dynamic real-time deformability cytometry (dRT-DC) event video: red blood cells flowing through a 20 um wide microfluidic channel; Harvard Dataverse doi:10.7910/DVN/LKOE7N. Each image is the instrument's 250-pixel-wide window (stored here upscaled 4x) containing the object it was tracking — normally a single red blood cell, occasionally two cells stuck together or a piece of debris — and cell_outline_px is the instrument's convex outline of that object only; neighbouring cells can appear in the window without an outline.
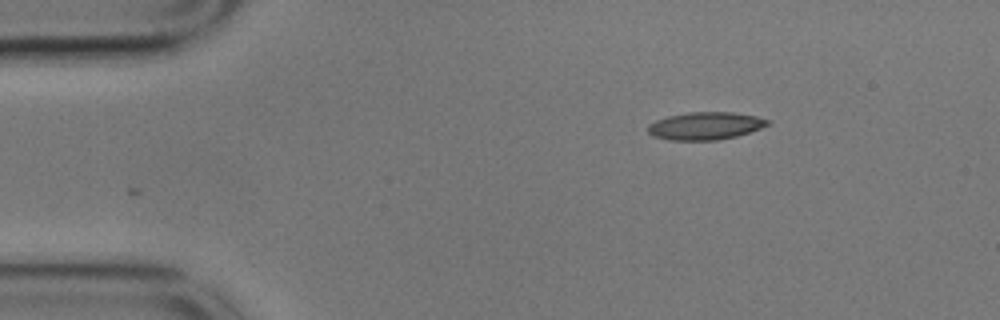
{"species": "common noctule bat (a hibernating species)", "species_latin": "Nyctalus noctula", "temperature_condition": "cold", "stored_images_in_passage": 49, "camera_frame_rate_fps": 3000, "um_per_image_px": 0.085, "animal": {"sex": "male", "body_mass_g": 17.9}, "frame": {"image": 1, "passage_image": 1, "time_ms": 0.0, "image_size_px": [1000, 320], "cell_outline_px": [[772, 120], [768, 124], [760, 128], [736, 136], [716, 140], [668, 140], [652, 136], [648, 132], [648, 124], [656, 120], [668, 116], [688, 112], [732, 112], [756, 116]], "centroid_in_image_um": [59.93, 10.69], "position_along_channel_um": 25.1, "area_um2": 19.25}}
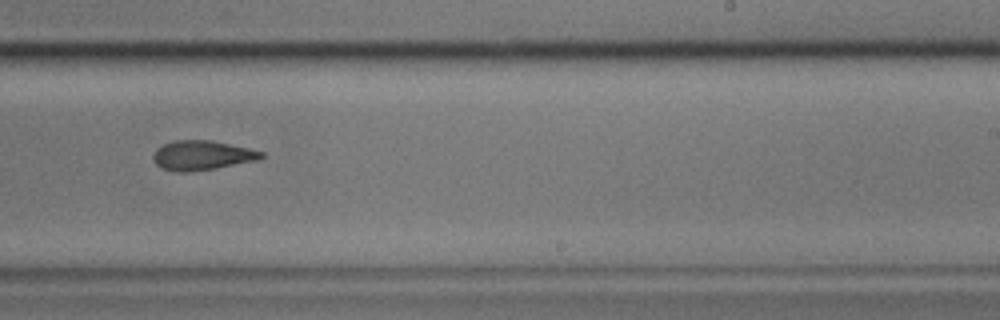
{"frame": {"image": 2, "passage_image": 27, "time_ms": 8.667, "image_size_px": [1000, 320], "cell_outline_px": [[264, 156], [256, 160], [216, 168], [188, 172], [176, 172], [164, 168], [156, 164], [152, 156], [156, 148], [172, 140], [212, 140], [248, 148], [264, 152]], "centroid_in_image_um": [17.14, 13.19], "position_along_channel_um": 271.9, "area_um2": 18.5}}
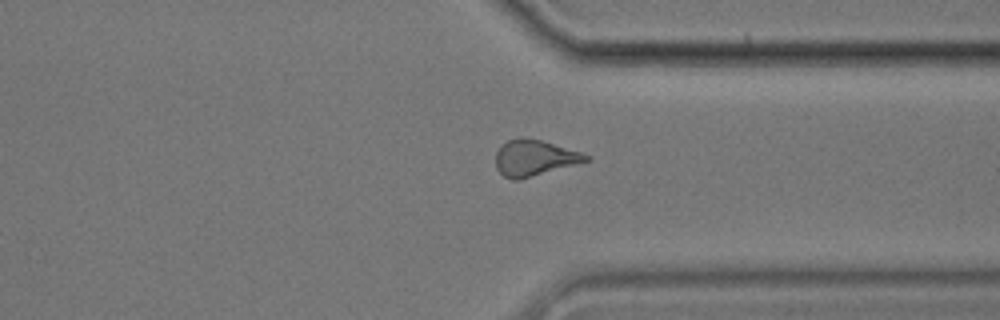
{"frame": {"image": 3, "passage_image": 35, "time_ms": 11.333, "image_size_px": [1000, 320], "cell_outline_px": [[592, 160], [520, 180], [512, 180], [504, 176], [496, 168], [496, 152], [508, 140], [516, 136], [520, 136], [540, 140], [580, 152], [592, 156]], "centroid_in_image_um": [45.44, 13.43], "position_along_channel_um": 366.0, "area_um2": 19.02}, "authors_computed_cell_mechanics": {"area_um2": 18.9006, "velocity_mm_per_s": 3.5427, "shape_relaxation_time_tau1_ms": 7.0264, "shape_relaxation_time_tau2_ms": 1.9206, "deformation_change_tau1": 0.1894, "deformation_change_tau2": 0.0925}}